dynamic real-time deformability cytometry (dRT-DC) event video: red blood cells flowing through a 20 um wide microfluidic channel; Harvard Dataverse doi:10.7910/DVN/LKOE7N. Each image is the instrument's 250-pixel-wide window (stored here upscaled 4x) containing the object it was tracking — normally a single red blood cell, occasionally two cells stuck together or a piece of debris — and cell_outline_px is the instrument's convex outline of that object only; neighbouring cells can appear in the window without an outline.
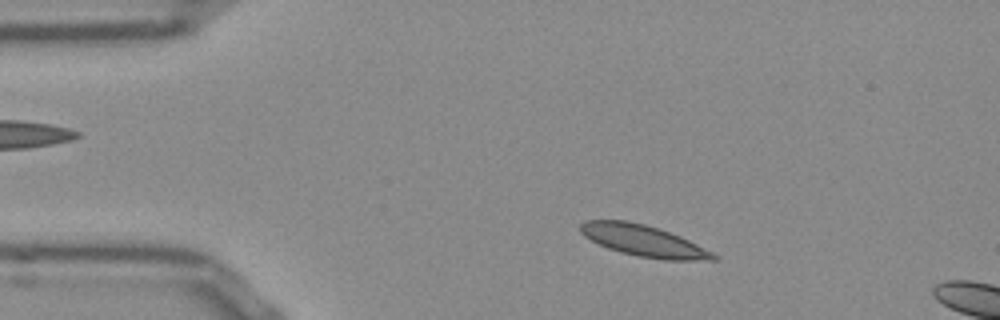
{"species": "Egyptian fruit bat (a non-hibernating species)", "species_latin": "Rousettus aegyptiacus", "temperature_condition": "room temperature", "stored_images_in_passage": 51, "segment_of_instrument_passage": [1, 2], "camera_frame_rate_fps": 3000, "um_per_image_px": 0.085, "frame": {"image": 1, "passage_image": 6, "time_ms": 1.667, "image_size_px": [1000, 320], "cell_outline_px": [[720, 256], [716, 260], [664, 260], [636, 256], [620, 252], [608, 248], [584, 236], [580, 232], [580, 224], [584, 220], [628, 220], [644, 224], [680, 236]], "centroid_in_image_um": [54.69, 20.47], "position_along_channel_um": 30.3, "area_um2": 24.16}}
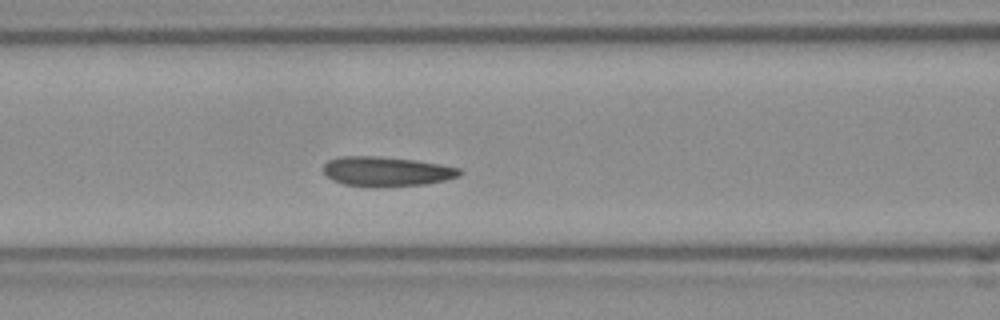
{"frame": {"image": 2, "passage_image": 18, "time_ms": 5.667, "image_size_px": [1000, 320], "cell_outline_px": [[464, 172], [460, 176], [428, 184], [376, 188], [344, 184], [332, 180], [324, 172], [324, 164], [328, 160], [340, 156], [376, 156], [412, 160], [460, 168]], "centroid_in_image_um": [32.84, 14.59], "position_along_channel_um": 133.8, "area_um2": 23.64}}
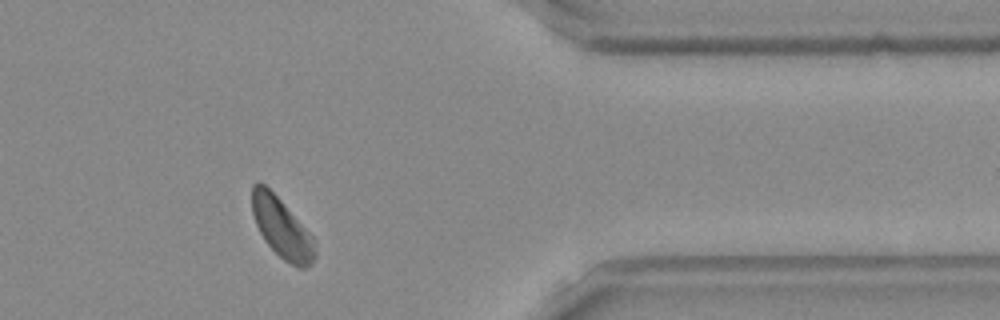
{"frame": {"image": 3, "passage_image": 40, "time_ms": 13.0, "image_size_px": [1000, 320], "cell_outline_px": [[316, 256], [308, 268], [296, 268], [284, 260], [264, 240], [256, 224], [252, 212], [252, 184], [256, 180], [260, 180], [280, 200], [312, 236], [316, 252]], "centroid_in_image_um": [23.93, 19.38], "position_along_channel_um": 387.5, "area_um2": 21.73}}